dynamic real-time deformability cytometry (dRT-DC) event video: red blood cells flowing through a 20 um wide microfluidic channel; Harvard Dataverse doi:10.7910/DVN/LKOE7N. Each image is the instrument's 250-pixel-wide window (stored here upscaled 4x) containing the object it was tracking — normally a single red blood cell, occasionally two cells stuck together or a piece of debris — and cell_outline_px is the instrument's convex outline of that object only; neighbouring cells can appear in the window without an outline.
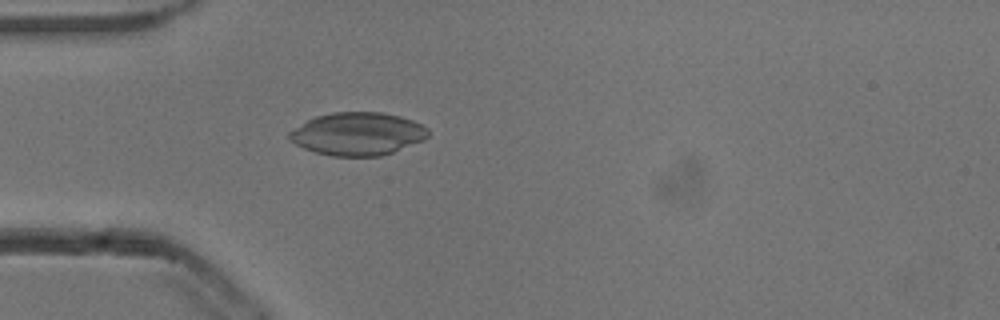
{"species": "common noctule bat (a hibernating species)", "species_latin": "Nyctalus noctula", "temperature_condition": "cold", "stored_images_in_passage": 40, "camera_frame_rate_fps": 3000, "um_per_image_px": 0.085, "animal": {"sex": "male", "body_mass_g": 13.3}, "frame": {"image": 1, "passage_image": 2, "time_ms": 0.333, "image_size_px": [1000, 320], "cell_outline_px": [[428, 136], [424, 140], [392, 152], [380, 156], [332, 156], [316, 152], [304, 148], [288, 140], [288, 132], [308, 120], [316, 116], [332, 112], [384, 112], [400, 116], [412, 120], [428, 128]], "centroid_in_image_um": [30.39, 11.37], "position_along_channel_um": 54.6, "area_um2": 34.62}}
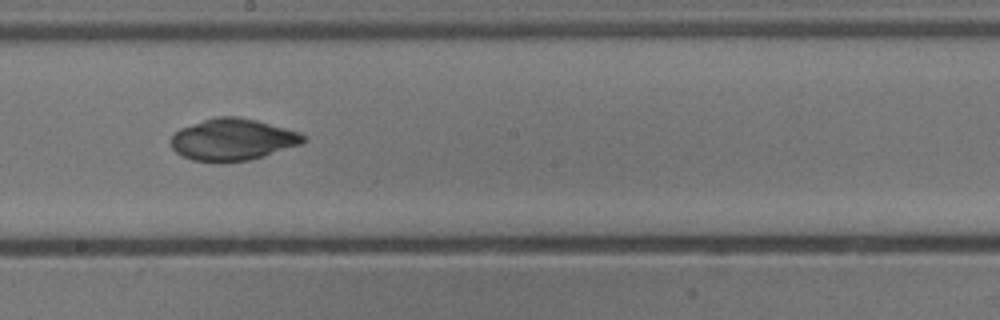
{"frame": {"image": 2, "passage_image": 16, "time_ms": 5.0, "image_size_px": [1000, 320], "cell_outline_px": [[304, 144], [264, 156], [248, 160], [192, 160], [180, 156], [172, 148], [172, 136], [180, 128], [216, 116], [236, 116], [256, 120], [300, 132], [304, 136]], "centroid_in_image_um": [19.8, 11.84], "position_along_channel_um": 228.4, "area_um2": 31.73}}
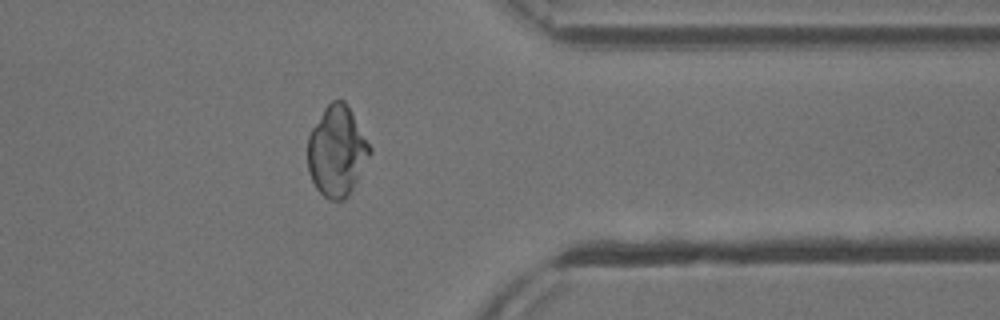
{"frame": {"image": 3, "passage_image": 29, "time_ms": 9.333, "image_size_px": [1000, 320], "cell_outline_px": [[372, 152], [348, 196], [344, 200], [328, 200], [316, 188], [308, 172], [308, 136], [312, 128], [324, 108], [332, 100], [344, 100], [372, 148]], "centroid_in_image_um": [28.62, 12.87], "position_along_channel_um": 382.8, "area_um2": 32.43}}